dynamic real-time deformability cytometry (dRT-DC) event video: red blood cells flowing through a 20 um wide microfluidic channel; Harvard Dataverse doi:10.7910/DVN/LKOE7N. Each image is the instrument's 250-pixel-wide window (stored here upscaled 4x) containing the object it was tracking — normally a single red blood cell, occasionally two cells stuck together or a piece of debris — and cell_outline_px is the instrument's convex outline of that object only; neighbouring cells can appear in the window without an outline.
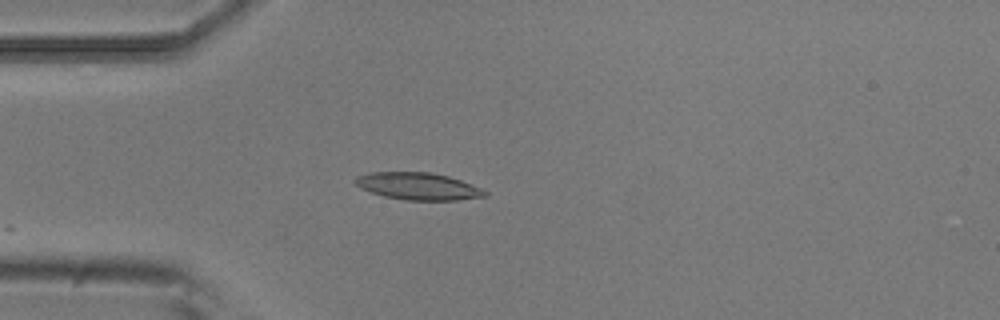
{"species": "common noctule bat (a hibernating species)", "species_latin": "Nyctalus noctula", "temperature_condition": "room temperature", "stored_images_in_passage": 4, "camera_frame_rate_fps": 3000, "um_per_image_px": 0.085, "animal": {"sex": "male", "body_mass_g": 20.5, "forearm_length_mm": 52.5}, "frame": {"image": 1, "passage_image": 4, "time_ms": 1.0, "image_size_px": [1000, 320], "cell_outline_px": [[488, 196], [456, 200], [404, 200], [384, 196], [360, 188], [352, 180], [356, 176], [372, 172], [432, 172], [448, 176], [460, 180], [480, 188], [488, 192]], "centroid_in_image_um": [35.52, 15.83], "position_along_channel_um": 49.5, "area_um2": 20.52}}